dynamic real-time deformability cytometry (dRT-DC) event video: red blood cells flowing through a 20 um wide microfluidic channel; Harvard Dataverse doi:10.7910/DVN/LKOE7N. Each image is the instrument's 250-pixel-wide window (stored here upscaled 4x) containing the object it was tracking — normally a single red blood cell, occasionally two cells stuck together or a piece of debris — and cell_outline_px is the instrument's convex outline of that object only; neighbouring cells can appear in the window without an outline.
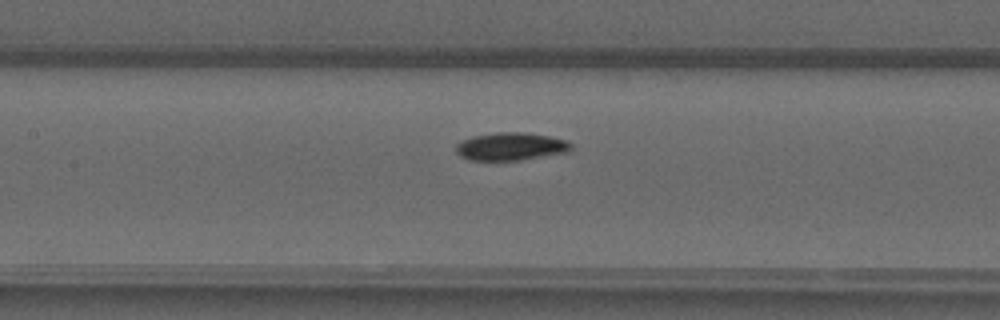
{"species": "common noctule bat (a hibernating species)", "species_latin": "Nyctalus noctula", "temperature_condition": "warm", "stored_images_in_passage": 7, "camera_frame_rate_fps": 3000, "um_per_image_px": 0.085, "animal": {"sex": "male", "forearm_length_mm": 52.5}, "frame": {"image": 1, "passage_image": 7, "time_ms": 8.0, "image_size_px": [1000, 320], "cell_outline_px": [[572, 148], [568, 152], [520, 160], [468, 160], [460, 156], [456, 152], [456, 144], [472, 136], [496, 132], [524, 132], [548, 136], [568, 140], [572, 144]], "centroid_in_image_um": [43.43, 12.45], "position_along_channel_um": 164.0, "area_um2": 18.73}}